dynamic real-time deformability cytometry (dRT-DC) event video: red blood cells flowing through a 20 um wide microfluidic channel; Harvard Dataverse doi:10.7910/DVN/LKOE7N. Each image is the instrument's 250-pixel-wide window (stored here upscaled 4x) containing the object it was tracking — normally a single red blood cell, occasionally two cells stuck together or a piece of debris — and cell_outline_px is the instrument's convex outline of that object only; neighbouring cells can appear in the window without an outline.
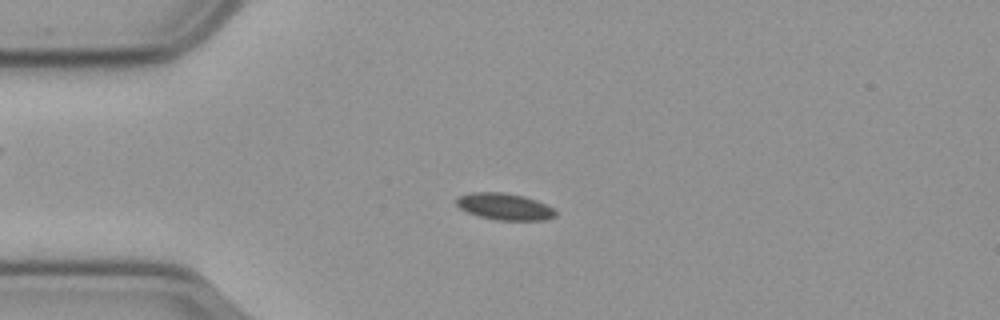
{"species": "common noctule bat (a hibernating species)", "species_latin": "Nyctalus noctula", "temperature_condition": "cold", "stored_images_in_passage": 56, "camera_frame_rate_fps": 3000, "um_per_image_px": 0.085, "animal": {"sex": "male", "body_mass_g": 23.1, "forearm_length_mm": 52.7}, "frame": {"image": 1, "passage_image": 13, "time_ms": 4.0, "image_size_px": [1000, 320], "cell_outline_px": [[556, 216], [544, 220], [496, 220], [480, 216], [468, 212], [460, 208], [456, 204], [456, 200], [460, 196], [472, 192], [504, 192], [524, 196], [536, 200], [556, 208]], "centroid_in_image_um": [42.93, 17.55], "position_along_channel_um": 42.1, "area_um2": 15.43}}
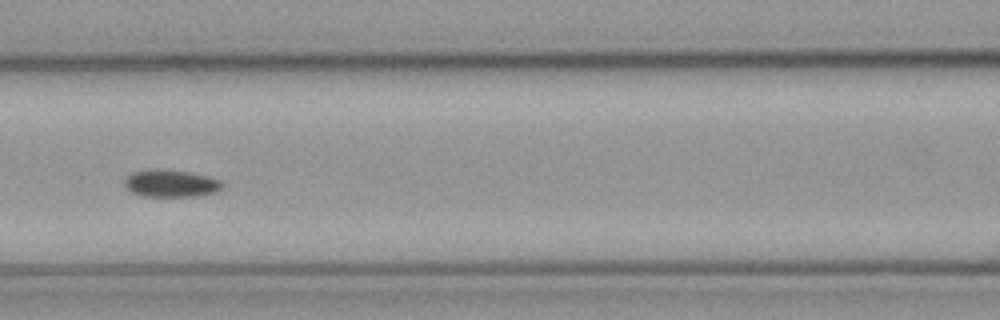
{"frame": {"image": 2, "passage_image": 24, "time_ms": 7.667, "image_size_px": [1000, 320], "cell_outline_px": [[224, 184], [216, 192], [196, 196], [144, 196], [132, 192], [124, 184], [124, 180], [132, 172], [152, 168], [156, 168], [188, 172], [208, 176], [220, 180]], "centroid_in_image_um": [14.52, 15.58], "position_along_channel_um": 152.1, "area_um2": 15.49}}
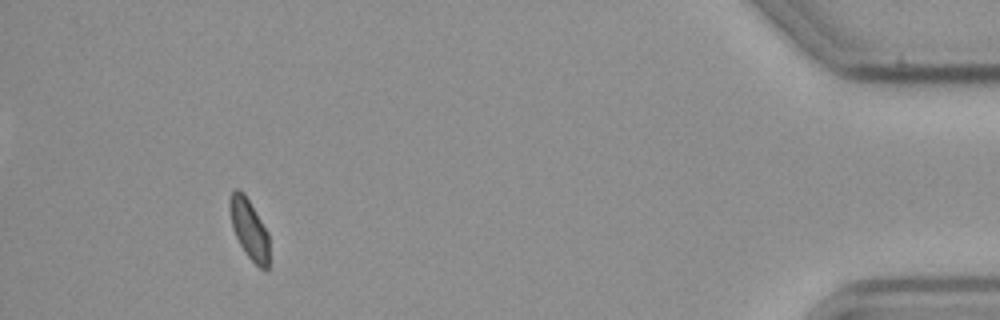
{"frame": {"image": 3, "passage_image": 52, "time_ms": 17.0, "image_size_px": [1000, 320], "cell_outline_px": [[268, 268], [260, 268], [244, 252], [232, 228], [228, 208], [228, 204], [232, 192], [236, 188], [244, 192], [268, 232]], "centroid_in_image_um": [21.15, 19.43], "position_along_channel_um": 414.1, "area_um2": 13.7}, "authors_computed_cell_mechanics": {"area_um2": 14.9991, "velocity_mm_per_s": 3.5703, "shape_relaxation_time_tau1_ms": 7.6389, "shape_relaxation_time_tau2_ms": null, "deformation_change_tau1": 0.0916, "deformation_change_tau2": null}}